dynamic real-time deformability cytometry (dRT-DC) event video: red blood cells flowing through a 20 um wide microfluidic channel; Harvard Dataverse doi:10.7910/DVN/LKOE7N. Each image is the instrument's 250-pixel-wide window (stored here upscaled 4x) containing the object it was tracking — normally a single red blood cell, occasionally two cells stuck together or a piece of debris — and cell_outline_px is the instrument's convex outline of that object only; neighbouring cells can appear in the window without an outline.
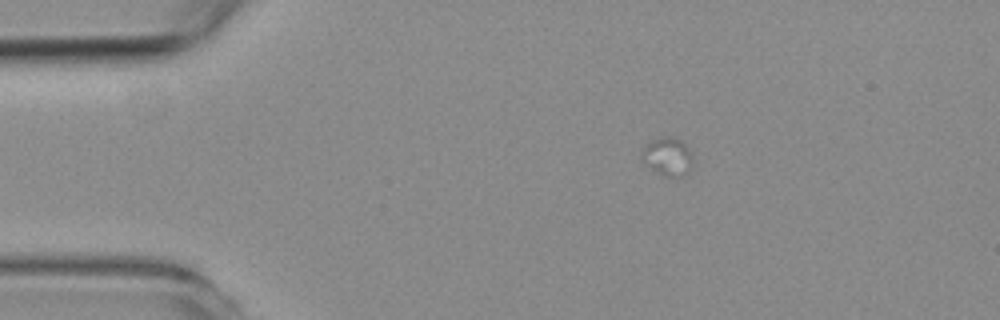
{"species": "common noctule bat (a hibernating species)", "species_latin": "Nyctalus noctula", "temperature_condition": "room temperature", "stored_images_in_passage": 7, "camera_frame_rate_fps": 3000, "um_per_image_px": 0.085, "animal": {"sex": "female", "body_mass_g": 19.3, "forearm_length_mm": 54.1}, "frame": {"image": 1, "passage_image": 1, "time_ms": 0.0, "image_size_px": [1000, 320], "cell_outline_px": [[692, 164], [688, 172], [680, 176], [664, 176], [648, 164], [640, 156], [644, 148], [652, 140], [660, 136], [672, 136], [680, 140], [688, 148], [692, 160]], "centroid_in_image_um": [56.77, 13.28], "position_along_channel_um": 28.2, "area_um2": 10.92}}